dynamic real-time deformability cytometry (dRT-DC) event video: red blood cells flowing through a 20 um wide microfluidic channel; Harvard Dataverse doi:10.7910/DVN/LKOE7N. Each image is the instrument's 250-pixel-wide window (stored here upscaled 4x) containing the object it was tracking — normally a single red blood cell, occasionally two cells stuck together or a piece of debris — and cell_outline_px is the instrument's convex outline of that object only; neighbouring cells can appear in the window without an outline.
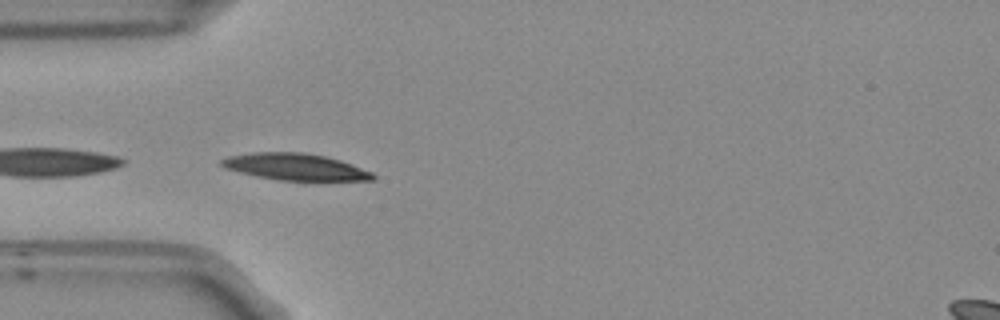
{"species": "Egyptian fruit bat (a non-hibernating species)", "species_latin": "Rousettus aegyptiacus", "temperature_condition": "room temperature", "stored_images_in_passage": 16, "camera_frame_rate_fps": 3000, "um_per_image_px": 0.085, "frame": {"image": 1, "passage_image": 1, "time_ms": 0.0, "image_size_px": [1000, 320], "cell_outline_px": [[376, 180], [300, 184], [240, 172], [224, 168], [220, 164], [220, 160], [228, 156], [252, 152], [304, 152], [324, 156], [340, 160], [352, 164], [372, 172], [376, 176]], "centroid_in_image_um": [25.21, 14.24], "position_along_channel_um": 59.8, "area_um2": 24.74}}